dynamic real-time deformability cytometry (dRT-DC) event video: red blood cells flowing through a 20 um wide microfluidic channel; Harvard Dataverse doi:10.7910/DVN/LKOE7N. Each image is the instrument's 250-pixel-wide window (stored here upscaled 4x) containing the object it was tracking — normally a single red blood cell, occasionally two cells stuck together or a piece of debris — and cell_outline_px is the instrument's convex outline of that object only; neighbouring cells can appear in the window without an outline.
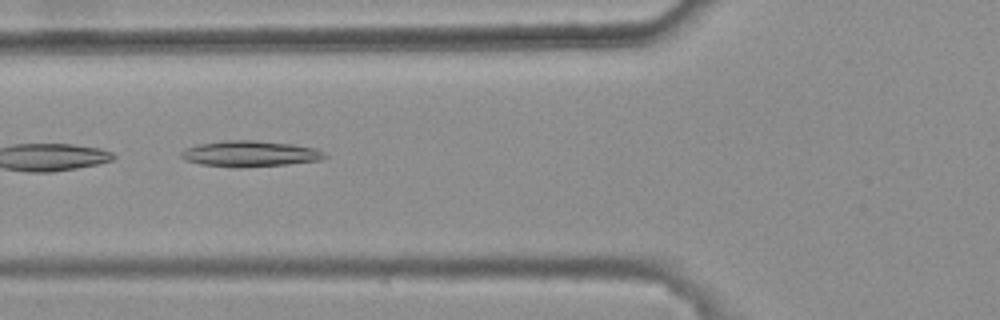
{"species": "common noctule bat (a hibernating species)", "species_latin": "Nyctalus noctula", "temperature_condition": "warm", "stored_images_in_passage": 3, "camera_frame_rate_fps": 3000, "um_per_image_px": 0.085, "animal": {"sex": "female", "body_mass_g": 25.1}, "frame": {"image": 1, "passage_image": 3, "time_ms": 0.667, "image_size_px": [1000, 320], "cell_outline_px": [[328, 156], [320, 160], [288, 164], [240, 168], [200, 164], [184, 160], [180, 156], [180, 152], [184, 148], [196, 144], [224, 140], [256, 140], [292, 144], [316, 148], [324, 152]], "centroid_in_image_um": [21.21, 13.06], "position_along_channel_um": 104.6, "area_um2": 21.96}}